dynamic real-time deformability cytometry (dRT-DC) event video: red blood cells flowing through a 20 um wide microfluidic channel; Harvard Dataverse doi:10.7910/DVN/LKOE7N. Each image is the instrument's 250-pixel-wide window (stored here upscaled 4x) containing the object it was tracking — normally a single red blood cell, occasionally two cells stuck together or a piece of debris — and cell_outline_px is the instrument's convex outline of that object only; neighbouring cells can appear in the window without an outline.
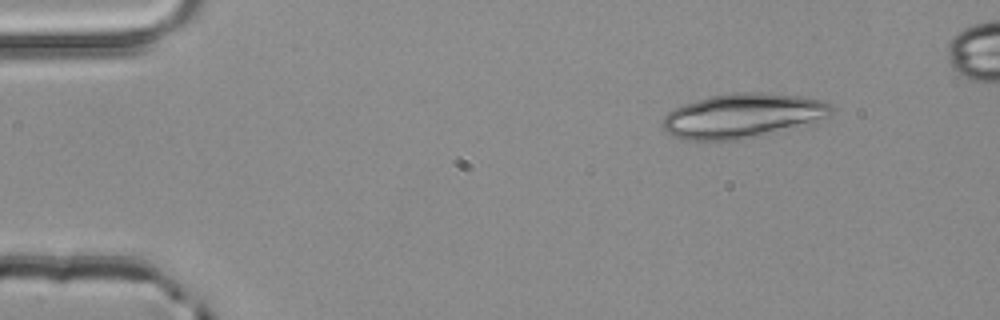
{"species": "common noctule bat (a hibernating species)", "species_latin": "Nyctalus noctula", "temperature_condition": "room temperature", "stored_images_in_passage": 3, "camera_frame_rate_fps": 3000, "um_per_image_px": 0.085, "animal": {"sex": "male", "body_mass_g": 20.4}, "frame": {"image": 1, "passage_image": 1, "time_ms": 0.0, "image_size_px": [1000, 320], "cell_outline_px": [[836, 108], [828, 116], [756, 136], [740, 140], [684, 140], [672, 136], [660, 128], [660, 124], [664, 116], [668, 112], [684, 104], [712, 96], [736, 92], [764, 92], [800, 96], [824, 100], [832, 104]], "centroid_in_image_um": [63.05, 9.83], "position_along_channel_um": 21.9, "area_um2": 43.23}}